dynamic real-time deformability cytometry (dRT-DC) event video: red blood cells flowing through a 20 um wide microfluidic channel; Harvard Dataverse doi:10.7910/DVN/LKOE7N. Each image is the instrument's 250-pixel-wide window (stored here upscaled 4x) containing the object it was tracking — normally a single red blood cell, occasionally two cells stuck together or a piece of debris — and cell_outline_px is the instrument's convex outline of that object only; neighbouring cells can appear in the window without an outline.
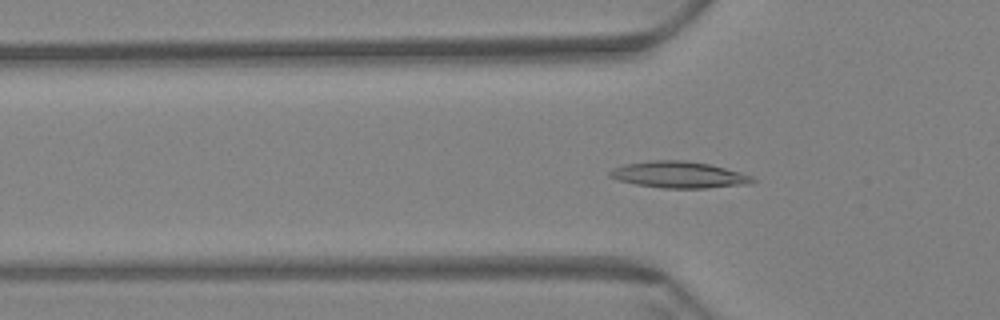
{"species": "Egyptian fruit bat (a non-hibernating species)", "species_latin": "Rousettus aegyptiacus", "temperature_condition": "warm", "stored_images_in_passage": 60, "camera_frame_rate_fps": 3000, "um_per_image_px": 0.085, "animal": {"sex": "female"}, "frame": {"image": 1, "passage_image": 20, "time_ms": 6.333, "image_size_px": [1000, 320], "cell_outline_px": [[756, 180], [752, 184], [708, 188], [660, 188], [636, 184], [620, 180], [608, 176], [608, 172], [612, 168], [624, 164], [648, 160], [684, 160], [708, 164], [740, 172], [752, 176]], "centroid_in_image_um": [57.7, 14.85], "position_along_channel_um": 68.1, "area_um2": 22.14}}
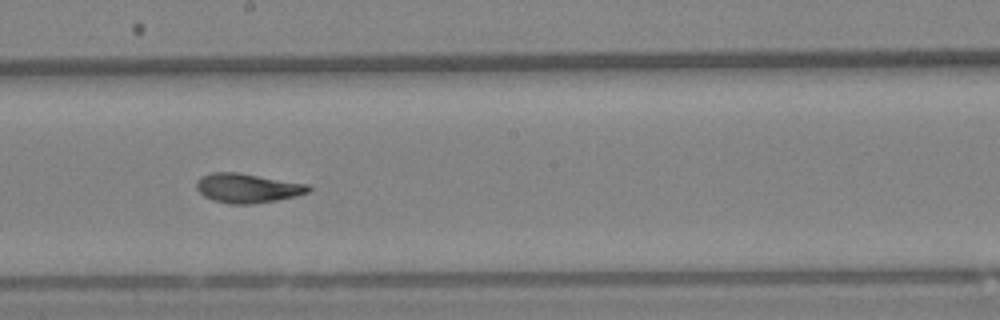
{"frame": {"image": 2, "passage_image": 34, "time_ms": 11.0, "image_size_px": [1000, 320], "cell_outline_px": [[312, 188], [308, 192], [296, 196], [276, 200], [252, 204], [232, 204], [212, 200], [204, 196], [196, 188], [196, 180], [200, 176], [212, 172], [240, 172], [308, 184]], "centroid_in_image_um": [21.01, 15.98], "position_along_channel_um": 227.2, "area_um2": 19.31}}
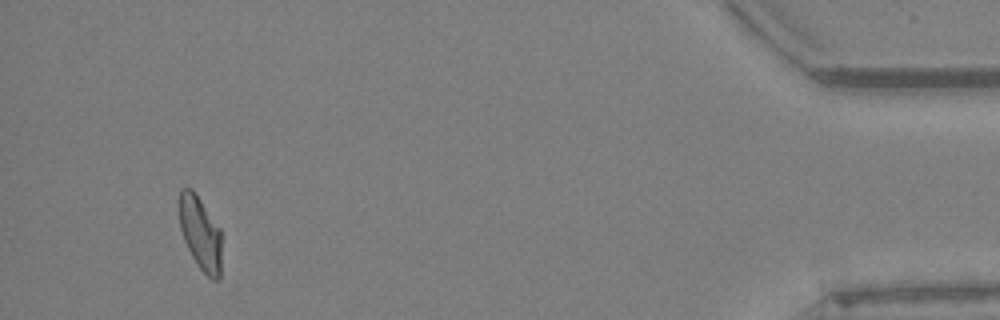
{"frame": {"image": 3, "passage_image": 57, "time_ms": 18.667, "image_size_px": [1000, 320], "cell_outline_px": [[220, 280], [212, 280], [196, 264], [184, 240], [180, 228], [176, 204], [180, 188], [192, 188], [220, 228]], "centroid_in_image_um": [16.97, 19.76], "position_along_channel_um": 418.2, "area_um2": 18.44}, "authors_computed_cell_mechanics": {"area_um2": 19.3052, "velocity_mm_per_s": 3.4311, "shape_relaxation_time_tau1_ms": 7.3778, "shape_relaxation_time_tau2_ms": 1.6093, "deformation_change_tau1": 0.2036, "deformation_change_tau2": 0.0713}}